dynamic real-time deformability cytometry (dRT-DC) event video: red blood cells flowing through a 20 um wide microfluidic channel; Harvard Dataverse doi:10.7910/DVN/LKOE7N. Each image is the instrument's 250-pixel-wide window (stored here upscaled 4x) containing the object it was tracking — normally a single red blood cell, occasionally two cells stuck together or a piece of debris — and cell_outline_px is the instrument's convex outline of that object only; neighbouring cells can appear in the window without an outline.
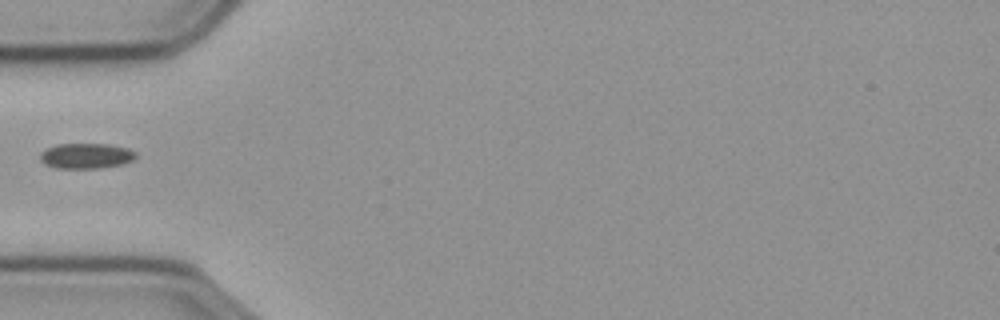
{"species": "common noctule bat (a hibernating species)", "species_latin": "Nyctalus noctula", "temperature_condition": "cold", "stored_images_in_passage": 39, "camera_frame_rate_fps": 3000, "um_per_image_px": 0.085, "animal": {"sex": "male", "body_mass_g": 23.1, "forearm_length_mm": 52.7}, "frame": {"image": 1, "passage_image": 1, "time_ms": 0.0, "image_size_px": [1000, 320], "cell_outline_px": [[136, 156], [132, 160], [120, 164], [100, 168], [56, 168], [44, 164], [40, 160], [40, 152], [44, 148], [56, 144], [108, 144], [128, 148], [136, 152]], "centroid_in_image_um": [7.27, 13.24], "position_along_channel_um": 77.7, "area_um2": 14.22}}
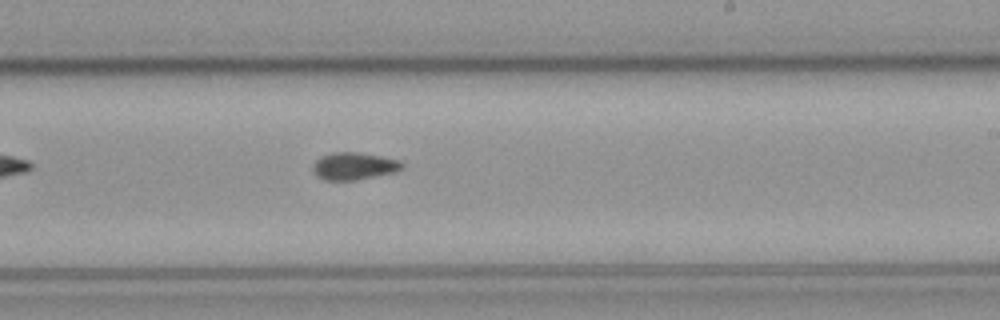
{"frame": {"image": 2, "passage_image": 16, "time_ms": 5.0, "image_size_px": [1000, 320], "cell_outline_px": [[404, 168], [396, 172], [356, 180], [324, 180], [316, 176], [312, 168], [312, 164], [320, 156], [332, 152], [356, 152], [380, 156], [400, 160], [404, 164]], "centroid_in_image_um": [30.08, 14.12], "position_along_channel_um": 258.9, "area_um2": 14.39}}
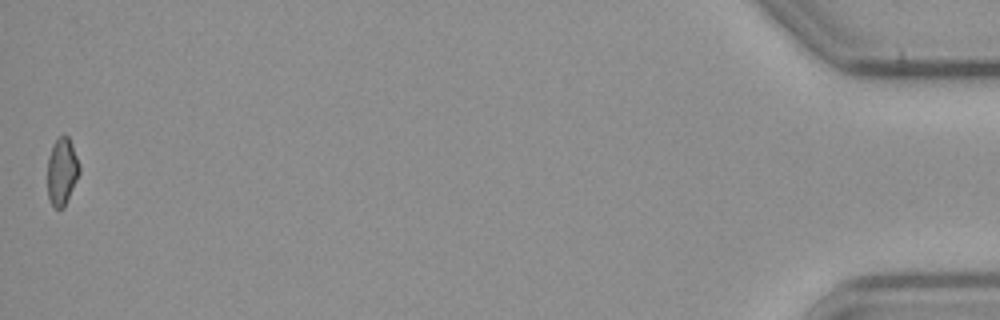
{"frame": {"image": 3, "passage_image": 39, "time_ms": 12.667, "image_size_px": [1000, 320], "cell_outline_px": [[80, 172], [64, 208], [56, 208], [52, 204], [48, 196], [48, 156], [52, 144], [64, 132], [68, 136], [72, 144], [80, 164]], "centroid_in_image_um": [5.28, 14.53], "position_along_channel_um": 429.9, "area_um2": 12.6}}